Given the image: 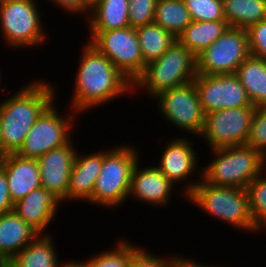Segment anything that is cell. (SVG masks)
Masks as SVG:
<instances>
[{
  "mask_svg": "<svg viewBox=\"0 0 266 267\" xmlns=\"http://www.w3.org/2000/svg\"><path fill=\"white\" fill-rule=\"evenodd\" d=\"M129 267H171V257H160L140 248L132 256Z\"/></svg>",
  "mask_w": 266,
  "mask_h": 267,
  "instance_id": "836d02e7",
  "label": "cell"
},
{
  "mask_svg": "<svg viewBox=\"0 0 266 267\" xmlns=\"http://www.w3.org/2000/svg\"><path fill=\"white\" fill-rule=\"evenodd\" d=\"M39 234L15 211L0 215V258L10 261Z\"/></svg>",
  "mask_w": 266,
  "mask_h": 267,
  "instance_id": "ffe728a7",
  "label": "cell"
},
{
  "mask_svg": "<svg viewBox=\"0 0 266 267\" xmlns=\"http://www.w3.org/2000/svg\"><path fill=\"white\" fill-rule=\"evenodd\" d=\"M193 21H226L222 0H183Z\"/></svg>",
  "mask_w": 266,
  "mask_h": 267,
  "instance_id": "f546056e",
  "label": "cell"
},
{
  "mask_svg": "<svg viewBox=\"0 0 266 267\" xmlns=\"http://www.w3.org/2000/svg\"><path fill=\"white\" fill-rule=\"evenodd\" d=\"M196 75V56L176 40L159 59L145 66L133 83V91L145 88L148 96L154 98L161 92L192 82Z\"/></svg>",
  "mask_w": 266,
  "mask_h": 267,
  "instance_id": "8992f818",
  "label": "cell"
},
{
  "mask_svg": "<svg viewBox=\"0 0 266 267\" xmlns=\"http://www.w3.org/2000/svg\"><path fill=\"white\" fill-rule=\"evenodd\" d=\"M211 163L202 168V178L215 186L245 189L266 169V158L247 144L212 149Z\"/></svg>",
  "mask_w": 266,
  "mask_h": 267,
  "instance_id": "277c9868",
  "label": "cell"
},
{
  "mask_svg": "<svg viewBox=\"0 0 266 267\" xmlns=\"http://www.w3.org/2000/svg\"><path fill=\"white\" fill-rule=\"evenodd\" d=\"M0 267H14L10 261H4Z\"/></svg>",
  "mask_w": 266,
  "mask_h": 267,
  "instance_id": "f35d334b",
  "label": "cell"
},
{
  "mask_svg": "<svg viewBox=\"0 0 266 267\" xmlns=\"http://www.w3.org/2000/svg\"><path fill=\"white\" fill-rule=\"evenodd\" d=\"M37 3L38 0H0V35L8 47L31 48L45 43L48 37Z\"/></svg>",
  "mask_w": 266,
  "mask_h": 267,
  "instance_id": "52a82bcc",
  "label": "cell"
},
{
  "mask_svg": "<svg viewBox=\"0 0 266 267\" xmlns=\"http://www.w3.org/2000/svg\"><path fill=\"white\" fill-rule=\"evenodd\" d=\"M164 147L159 164L155 166L174 185L187 180L196 172L198 161L197 152L189 138L174 137ZM195 171V172H194Z\"/></svg>",
  "mask_w": 266,
  "mask_h": 267,
  "instance_id": "e0dca14e",
  "label": "cell"
},
{
  "mask_svg": "<svg viewBox=\"0 0 266 267\" xmlns=\"http://www.w3.org/2000/svg\"><path fill=\"white\" fill-rule=\"evenodd\" d=\"M171 267H212L209 265H203V263H199V261L195 262V259L191 260L186 257H180L178 254H174L171 256ZM219 267V266H213Z\"/></svg>",
  "mask_w": 266,
  "mask_h": 267,
  "instance_id": "8d00e7d4",
  "label": "cell"
},
{
  "mask_svg": "<svg viewBox=\"0 0 266 267\" xmlns=\"http://www.w3.org/2000/svg\"><path fill=\"white\" fill-rule=\"evenodd\" d=\"M250 56L245 29L230 26L197 57V74H235L240 64Z\"/></svg>",
  "mask_w": 266,
  "mask_h": 267,
  "instance_id": "30bf717a",
  "label": "cell"
},
{
  "mask_svg": "<svg viewBox=\"0 0 266 267\" xmlns=\"http://www.w3.org/2000/svg\"><path fill=\"white\" fill-rule=\"evenodd\" d=\"M14 207L9 194L7 176L0 168V215L12 211Z\"/></svg>",
  "mask_w": 266,
  "mask_h": 267,
  "instance_id": "d590c367",
  "label": "cell"
},
{
  "mask_svg": "<svg viewBox=\"0 0 266 267\" xmlns=\"http://www.w3.org/2000/svg\"><path fill=\"white\" fill-rule=\"evenodd\" d=\"M255 108H229L206 114L199 137L206 141L210 150L246 144Z\"/></svg>",
  "mask_w": 266,
  "mask_h": 267,
  "instance_id": "7c38bea8",
  "label": "cell"
},
{
  "mask_svg": "<svg viewBox=\"0 0 266 267\" xmlns=\"http://www.w3.org/2000/svg\"><path fill=\"white\" fill-rule=\"evenodd\" d=\"M52 235H38L19 251L10 262L14 267H65L69 261L60 264Z\"/></svg>",
  "mask_w": 266,
  "mask_h": 267,
  "instance_id": "44dd1931",
  "label": "cell"
},
{
  "mask_svg": "<svg viewBox=\"0 0 266 267\" xmlns=\"http://www.w3.org/2000/svg\"><path fill=\"white\" fill-rule=\"evenodd\" d=\"M0 168L7 176L11 201L15 204L32 190L41 187V178L36 158L21 157L17 153L4 154Z\"/></svg>",
  "mask_w": 266,
  "mask_h": 267,
  "instance_id": "2e32d148",
  "label": "cell"
},
{
  "mask_svg": "<svg viewBox=\"0 0 266 267\" xmlns=\"http://www.w3.org/2000/svg\"><path fill=\"white\" fill-rule=\"evenodd\" d=\"M193 81L205 114L229 108L255 107L235 74H197Z\"/></svg>",
  "mask_w": 266,
  "mask_h": 267,
  "instance_id": "4fadbf2b",
  "label": "cell"
},
{
  "mask_svg": "<svg viewBox=\"0 0 266 267\" xmlns=\"http://www.w3.org/2000/svg\"><path fill=\"white\" fill-rule=\"evenodd\" d=\"M98 151L85 156L76 152L69 187L62 203L80 200L92 204V191L103 164V150Z\"/></svg>",
  "mask_w": 266,
  "mask_h": 267,
  "instance_id": "d6986e66",
  "label": "cell"
},
{
  "mask_svg": "<svg viewBox=\"0 0 266 267\" xmlns=\"http://www.w3.org/2000/svg\"><path fill=\"white\" fill-rule=\"evenodd\" d=\"M246 144L266 158V106L255 108Z\"/></svg>",
  "mask_w": 266,
  "mask_h": 267,
  "instance_id": "4dcf8cb0",
  "label": "cell"
},
{
  "mask_svg": "<svg viewBox=\"0 0 266 267\" xmlns=\"http://www.w3.org/2000/svg\"><path fill=\"white\" fill-rule=\"evenodd\" d=\"M129 25L132 28L154 23L158 0H129Z\"/></svg>",
  "mask_w": 266,
  "mask_h": 267,
  "instance_id": "1f68e13d",
  "label": "cell"
},
{
  "mask_svg": "<svg viewBox=\"0 0 266 267\" xmlns=\"http://www.w3.org/2000/svg\"><path fill=\"white\" fill-rule=\"evenodd\" d=\"M235 75L247 90L252 105L266 106V61L250 55L240 64Z\"/></svg>",
  "mask_w": 266,
  "mask_h": 267,
  "instance_id": "cb8c5ba5",
  "label": "cell"
},
{
  "mask_svg": "<svg viewBox=\"0 0 266 267\" xmlns=\"http://www.w3.org/2000/svg\"><path fill=\"white\" fill-rule=\"evenodd\" d=\"M89 32L87 41L133 84L145 70L136 28Z\"/></svg>",
  "mask_w": 266,
  "mask_h": 267,
  "instance_id": "ba28073f",
  "label": "cell"
},
{
  "mask_svg": "<svg viewBox=\"0 0 266 267\" xmlns=\"http://www.w3.org/2000/svg\"><path fill=\"white\" fill-rule=\"evenodd\" d=\"M264 173L266 171L254 178L245 188L256 232L266 230V174Z\"/></svg>",
  "mask_w": 266,
  "mask_h": 267,
  "instance_id": "f1b7e54d",
  "label": "cell"
},
{
  "mask_svg": "<svg viewBox=\"0 0 266 267\" xmlns=\"http://www.w3.org/2000/svg\"><path fill=\"white\" fill-rule=\"evenodd\" d=\"M81 53L70 113L87 112L92 107L127 95L128 91L133 94V84L93 45L86 42Z\"/></svg>",
  "mask_w": 266,
  "mask_h": 267,
  "instance_id": "6da1fadb",
  "label": "cell"
},
{
  "mask_svg": "<svg viewBox=\"0 0 266 267\" xmlns=\"http://www.w3.org/2000/svg\"><path fill=\"white\" fill-rule=\"evenodd\" d=\"M125 143L103 150V164L92 191V204L115 208L128 199L131 175L138 162L139 152Z\"/></svg>",
  "mask_w": 266,
  "mask_h": 267,
  "instance_id": "5b68a950",
  "label": "cell"
},
{
  "mask_svg": "<svg viewBox=\"0 0 266 267\" xmlns=\"http://www.w3.org/2000/svg\"><path fill=\"white\" fill-rule=\"evenodd\" d=\"M140 161L138 160L132 171L128 198L132 196L156 207L168 205L174 184L155 165L141 168Z\"/></svg>",
  "mask_w": 266,
  "mask_h": 267,
  "instance_id": "9a60e30c",
  "label": "cell"
},
{
  "mask_svg": "<svg viewBox=\"0 0 266 267\" xmlns=\"http://www.w3.org/2000/svg\"><path fill=\"white\" fill-rule=\"evenodd\" d=\"M50 82L32 81L0 103L2 156L16 153L42 112L56 99Z\"/></svg>",
  "mask_w": 266,
  "mask_h": 267,
  "instance_id": "7a4b0ae2",
  "label": "cell"
},
{
  "mask_svg": "<svg viewBox=\"0 0 266 267\" xmlns=\"http://www.w3.org/2000/svg\"><path fill=\"white\" fill-rule=\"evenodd\" d=\"M129 0H100L91 10L88 31L122 29L129 25Z\"/></svg>",
  "mask_w": 266,
  "mask_h": 267,
  "instance_id": "7402d4cb",
  "label": "cell"
},
{
  "mask_svg": "<svg viewBox=\"0 0 266 267\" xmlns=\"http://www.w3.org/2000/svg\"><path fill=\"white\" fill-rule=\"evenodd\" d=\"M3 262H4V260L0 258V266H1V264H2Z\"/></svg>",
  "mask_w": 266,
  "mask_h": 267,
  "instance_id": "b9f144b4",
  "label": "cell"
},
{
  "mask_svg": "<svg viewBox=\"0 0 266 267\" xmlns=\"http://www.w3.org/2000/svg\"><path fill=\"white\" fill-rule=\"evenodd\" d=\"M153 99L158 101L160 114L171 125L181 128L193 136H200L205 116L194 81L159 93Z\"/></svg>",
  "mask_w": 266,
  "mask_h": 267,
  "instance_id": "9c48e42d",
  "label": "cell"
},
{
  "mask_svg": "<svg viewBox=\"0 0 266 267\" xmlns=\"http://www.w3.org/2000/svg\"><path fill=\"white\" fill-rule=\"evenodd\" d=\"M58 7L68 11L69 13H84V15L91 13L92 6L86 0H49Z\"/></svg>",
  "mask_w": 266,
  "mask_h": 267,
  "instance_id": "e575fe53",
  "label": "cell"
},
{
  "mask_svg": "<svg viewBox=\"0 0 266 267\" xmlns=\"http://www.w3.org/2000/svg\"><path fill=\"white\" fill-rule=\"evenodd\" d=\"M72 140L37 158L42 187L56 197L60 203L66 197L77 152Z\"/></svg>",
  "mask_w": 266,
  "mask_h": 267,
  "instance_id": "5bb4252c",
  "label": "cell"
},
{
  "mask_svg": "<svg viewBox=\"0 0 266 267\" xmlns=\"http://www.w3.org/2000/svg\"><path fill=\"white\" fill-rule=\"evenodd\" d=\"M92 7L100 0H86Z\"/></svg>",
  "mask_w": 266,
  "mask_h": 267,
  "instance_id": "ab89813d",
  "label": "cell"
},
{
  "mask_svg": "<svg viewBox=\"0 0 266 267\" xmlns=\"http://www.w3.org/2000/svg\"><path fill=\"white\" fill-rule=\"evenodd\" d=\"M0 154L2 155L1 122H0Z\"/></svg>",
  "mask_w": 266,
  "mask_h": 267,
  "instance_id": "60d3db41",
  "label": "cell"
},
{
  "mask_svg": "<svg viewBox=\"0 0 266 267\" xmlns=\"http://www.w3.org/2000/svg\"><path fill=\"white\" fill-rule=\"evenodd\" d=\"M230 27L227 21H193L177 36L196 57Z\"/></svg>",
  "mask_w": 266,
  "mask_h": 267,
  "instance_id": "603a6c76",
  "label": "cell"
},
{
  "mask_svg": "<svg viewBox=\"0 0 266 267\" xmlns=\"http://www.w3.org/2000/svg\"><path fill=\"white\" fill-rule=\"evenodd\" d=\"M246 31L250 55L266 61V19Z\"/></svg>",
  "mask_w": 266,
  "mask_h": 267,
  "instance_id": "d6a6232c",
  "label": "cell"
},
{
  "mask_svg": "<svg viewBox=\"0 0 266 267\" xmlns=\"http://www.w3.org/2000/svg\"><path fill=\"white\" fill-rule=\"evenodd\" d=\"M55 102L42 112L29 130L23 145L16 152L21 157L37 159L72 139L70 131L76 119L69 114L60 115L57 107H54Z\"/></svg>",
  "mask_w": 266,
  "mask_h": 267,
  "instance_id": "8fae6325",
  "label": "cell"
},
{
  "mask_svg": "<svg viewBox=\"0 0 266 267\" xmlns=\"http://www.w3.org/2000/svg\"><path fill=\"white\" fill-rule=\"evenodd\" d=\"M225 20L232 27L247 30L266 19V0H222Z\"/></svg>",
  "mask_w": 266,
  "mask_h": 267,
  "instance_id": "d4e9b609",
  "label": "cell"
},
{
  "mask_svg": "<svg viewBox=\"0 0 266 267\" xmlns=\"http://www.w3.org/2000/svg\"><path fill=\"white\" fill-rule=\"evenodd\" d=\"M199 176L197 182L187 181L184 187L183 195L190 203L236 229L256 232L246 189L211 185Z\"/></svg>",
  "mask_w": 266,
  "mask_h": 267,
  "instance_id": "3957f363",
  "label": "cell"
},
{
  "mask_svg": "<svg viewBox=\"0 0 266 267\" xmlns=\"http://www.w3.org/2000/svg\"><path fill=\"white\" fill-rule=\"evenodd\" d=\"M128 240H120L113 249L92 255L87 261H77L82 267H129L132 256L140 249Z\"/></svg>",
  "mask_w": 266,
  "mask_h": 267,
  "instance_id": "83f0119b",
  "label": "cell"
},
{
  "mask_svg": "<svg viewBox=\"0 0 266 267\" xmlns=\"http://www.w3.org/2000/svg\"><path fill=\"white\" fill-rule=\"evenodd\" d=\"M144 65L159 59L177 40L169 31L151 23L136 28Z\"/></svg>",
  "mask_w": 266,
  "mask_h": 267,
  "instance_id": "484cf974",
  "label": "cell"
},
{
  "mask_svg": "<svg viewBox=\"0 0 266 267\" xmlns=\"http://www.w3.org/2000/svg\"><path fill=\"white\" fill-rule=\"evenodd\" d=\"M192 22L183 0H158L154 23L172 33L176 38Z\"/></svg>",
  "mask_w": 266,
  "mask_h": 267,
  "instance_id": "4316f807",
  "label": "cell"
},
{
  "mask_svg": "<svg viewBox=\"0 0 266 267\" xmlns=\"http://www.w3.org/2000/svg\"><path fill=\"white\" fill-rule=\"evenodd\" d=\"M60 204L56 197L41 186L17 201L13 211L39 235H48L45 229L56 219Z\"/></svg>",
  "mask_w": 266,
  "mask_h": 267,
  "instance_id": "ac0fdd59",
  "label": "cell"
},
{
  "mask_svg": "<svg viewBox=\"0 0 266 267\" xmlns=\"http://www.w3.org/2000/svg\"><path fill=\"white\" fill-rule=\"evenodd\" d=\"M65 267H82L77 261L70 260Z\"/></svg>",
  "mask_w": 266,
  "mask_h": 267,
  "instance_id": "74e56055",
  "label": "cell"
}]
</instances>
